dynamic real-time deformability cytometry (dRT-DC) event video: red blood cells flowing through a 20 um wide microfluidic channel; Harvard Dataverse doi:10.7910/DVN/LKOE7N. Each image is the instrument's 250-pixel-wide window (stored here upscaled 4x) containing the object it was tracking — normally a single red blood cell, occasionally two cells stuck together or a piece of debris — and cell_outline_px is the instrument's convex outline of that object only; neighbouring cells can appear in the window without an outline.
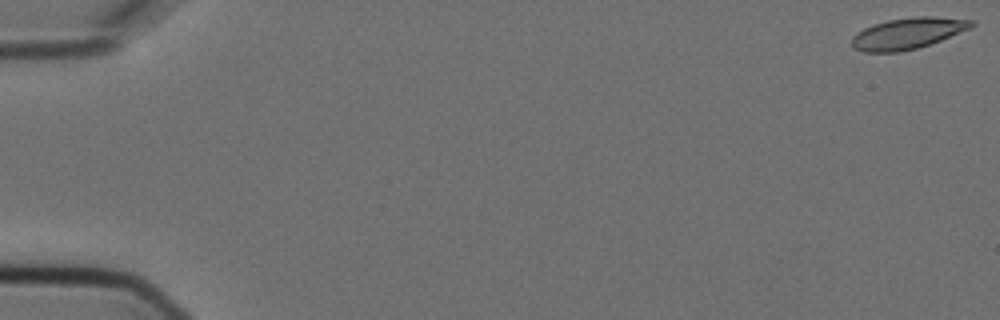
{"species": "Egyptian fruit bat (a non-hibernating species)", "species_latin": "Rousettus aegyptiacus", "temperature_condition": "cold", "stored_images_in_passage": 9, "camera_frame_rate_fps": 3000, "um_per_image_px": 0.085, "animal": {"sex": "female"}, "frame": {"image": 1, "passage_image": 1, "time_ms": 0.0, "image_size_px": [1000, 320], "cell_outline_px": [[976, 24], [972, 28], [940, 40], [916, 48], [900, 52], [864, 52], [852, 48], [852, 36], [856, 32], [872, 24], [888, 20], [916, 16], [932, 16], [976, 20]], "centroid_in_image_um": [77.16, 2.82], "position_along_channel_um": 7.8, "area_um2": 21.91}}
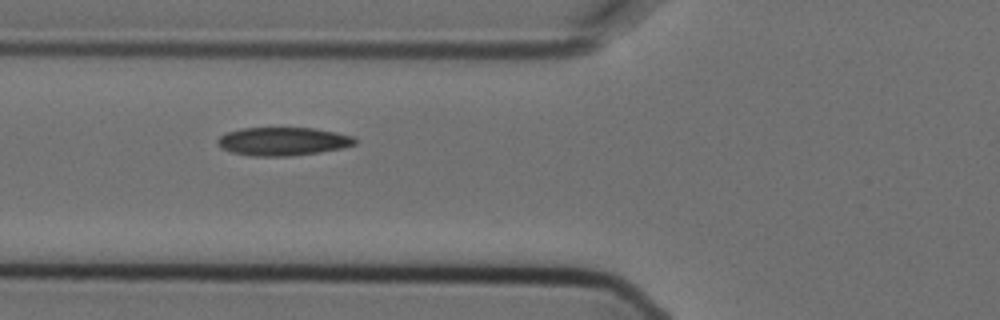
{"frame": {"image": 2, "passage_image": 7, "time_ms": 2.0, "image_size_px": [1000, 320], "cell_outline_px": [[356, 144], [340, 148], [320, 152], [292, 156], [248, 156], [232, 152], [220, 148], [216, 144], [216, 140], [220, 136], [228, 132], [240, 128], [312, 128], [336, 132], [356, 136]], "centroid_in_image_um": [24.03, 12.02], "position_along_channel_um": 101.8, "area_um2": 22.83}}
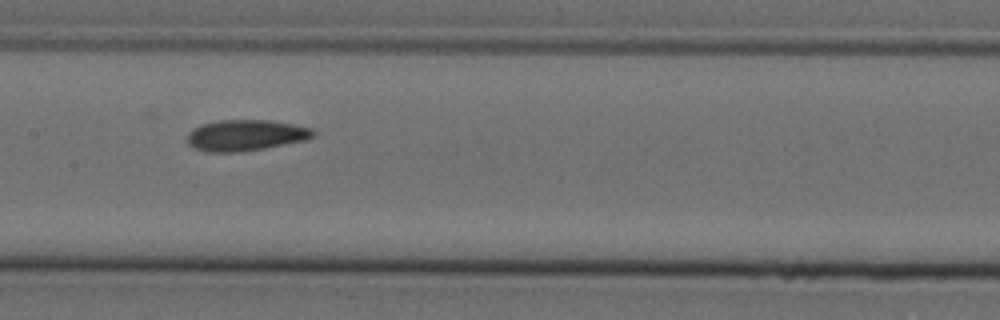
{"frame": {"image": 3, "passage_image": 9, "time_ms": 2.667, "image_size_px": [1000, 320], "cell_outline_px": [[316, 132], [312, 136], [304, 140], [264, 148], [240, 152], [204, 152], [192, 148], [188, 144], [188, 132], [192, 128], [200, 124], [220, 120], [268, 120], [292, 124], [312, 128]], "centroid_in_image_um": [20.81, 11.5], "position_along_channel_um": 186.6, "area_um2": 22.83}}